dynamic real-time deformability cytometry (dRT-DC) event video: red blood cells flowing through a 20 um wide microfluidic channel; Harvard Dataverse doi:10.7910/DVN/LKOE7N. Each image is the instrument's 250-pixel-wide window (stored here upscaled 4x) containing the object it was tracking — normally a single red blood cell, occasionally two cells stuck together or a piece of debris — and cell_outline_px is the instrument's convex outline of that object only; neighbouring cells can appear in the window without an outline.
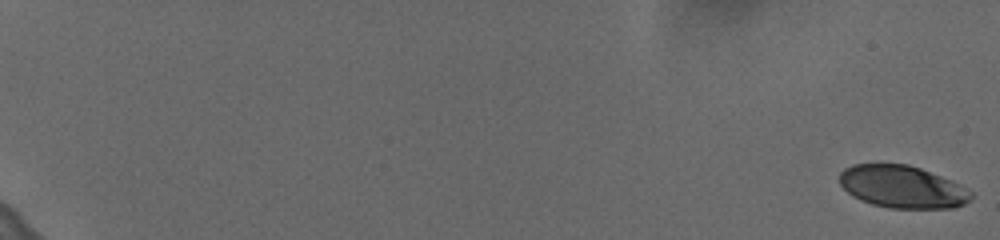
{"species": "human", "species_latin": "Homo sapiens", "temperature_condition": "cold", "stored_images_in_passage": 61, "camera_frame_rate_fps": 3000, "um_per_image_px": 0.085, "donor": {"sex": "female"}, "frame": {"image": 1, "passage_image": 1, "time_ms": 0.0, "image_size_px": [1000, 240], "cell_outline_px": [[972, 196], [964, 204], [952, 208], [888, 208], [872, 204], [860, 200], [852, 196], [840, 184], [840, 172], [844, 168], [852, 164], [908, 164], [920, 168], [940, 176], [972, 192]], "centroid_in_image_um": [76.64, 15.88], "position_along_channel_um": 8.4, "area_um2": 32.19}}
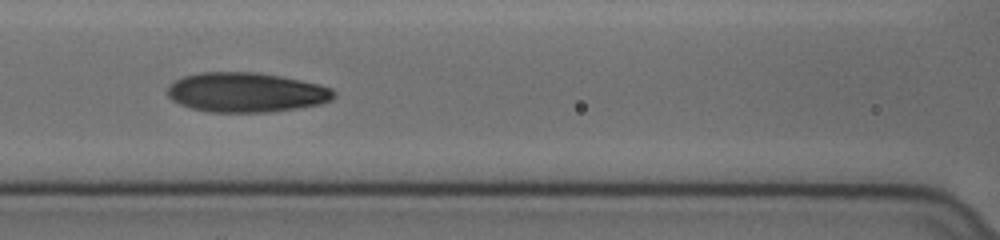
{"frame": {"image": 2, "passage_image": 32, "time_ms": 10.333, "image_size_px": [1000, 240], "cell_outline_px": [[336, 96], [332, 100], [320, 104], [296, 108], [268, 112], [208, 112], [192, 108], [180, 104], [172, 100], [168, 96], [168, 88], [176, 80], [184, 76], [200, 72], [256, 72], [280, 76], [320, 84], [332, 88], [336, 92]], "centroid_in_image_um": [20.96, 7.85], "position_along_channel_um": 145.6, "area_um2": 38.44}}
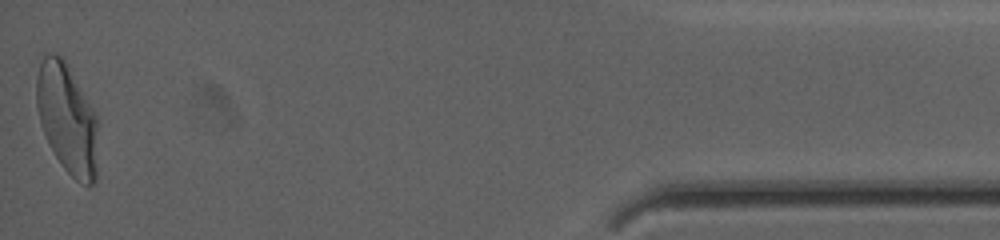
{"frame": {"image": 3, "passage_image": 61, "time_ms": 20.0, "image_size_px": [1000, 240], "cell_outline_px": [[96, 180], [92, 184], [80, 184], [64, 168], [48, 144], [40, 124], [36, 104], [36, 76], [40, 64], [44, 56], [48, 52], [56, 52], [68, 64], [92, 108], [96, 116]], "centroid_in_image_um": [5.67, 10.06], "position_along_channel_um": 429.5, "area_um2": 39.13}, "authors_computed_cell_mechanics": {"area_um2": 36.8186, "velocity_mm_per_s": 3.622, "shape_relaxation_time_tau1_ms": 5.5311, "shape_relaxation_time_tau2_ms": 1.3202, "deformation_change_tau1": 0.1927, "deformation_change_tau2": 0.072}}